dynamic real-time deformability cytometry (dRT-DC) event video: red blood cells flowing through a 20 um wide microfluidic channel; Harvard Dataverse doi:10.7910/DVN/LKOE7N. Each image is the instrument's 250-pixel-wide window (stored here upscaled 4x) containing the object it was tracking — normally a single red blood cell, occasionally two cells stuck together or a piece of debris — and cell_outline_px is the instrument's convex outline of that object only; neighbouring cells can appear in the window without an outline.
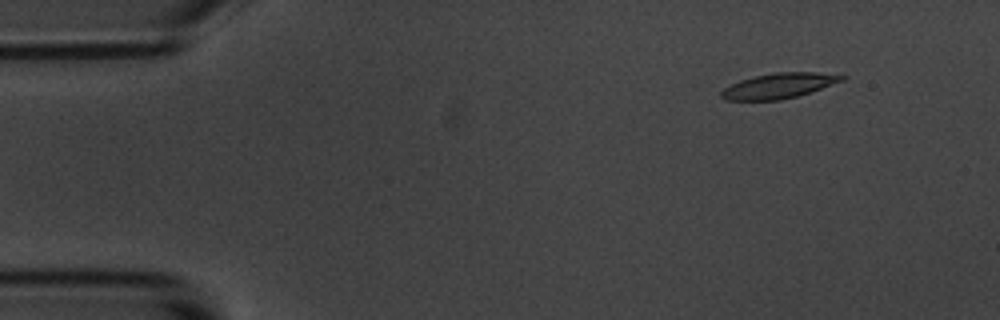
{"species": "common noctule bat (a hibernating species)", "species_latin": "Nyctalus noctula", "temperature_condition": "room temperature", "stored_images_in_passage": 4, "camera_frame_rate_fps": 3000, "um_per_image_px": 0.085, "animal": {"sex": "male", "body_mass_g": 20.1, "forearm_length_mm": 53.5}, "frame": {"image": 1, "passage_image": 2, "time_ms": 1.333, "image_size_px": [1000, 320], "cell_outline_px": [[848, 76], [844, 80], [796, 96], [780, 100], [724, 100], [720, 96], [720, 92], [724, 88], [740, 80], [756, 76], [776, 72], [816, 72]], "centroid_in_image_um": [66.17, 7.29], "position_along_channel_um": 18.8, "area_um2": 17.46}}